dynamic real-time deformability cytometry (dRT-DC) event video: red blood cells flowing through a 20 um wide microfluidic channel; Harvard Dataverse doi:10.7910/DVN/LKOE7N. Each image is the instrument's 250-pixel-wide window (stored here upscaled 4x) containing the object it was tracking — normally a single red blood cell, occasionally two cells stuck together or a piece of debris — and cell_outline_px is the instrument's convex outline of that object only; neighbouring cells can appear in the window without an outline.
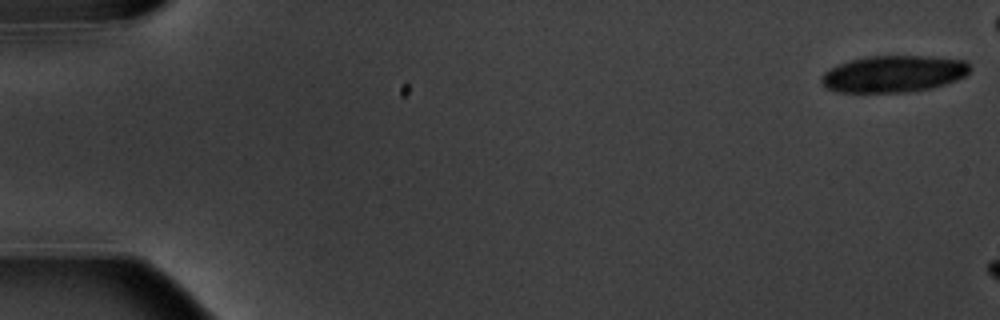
{"species": "common noctule bat (a hibernating species)", "species_latin": "Nyctalus noctula", "temperature_condition": "warm", "stored_images_in_passage": 6, "segment_of_instrument_passage": [2, 2], "camera_frame_rate_fps": 3000, "um_per_image_px": 0.085, "animal": {"sex": "male", "body_mass_g": 20.1, "forearm_length_mm": 53.5}, "frame": {"image": 1, "passage_image": 6, "time_ms": 6.667, "image_size_px": [1000, 320], "cell_outline_px": [[972, 68], [964, 76], [956, 80], [932, 88], [908, 92], [840, 92], [828, 88], [820, 80], [820, 76], [824, 72], [840, 64], [852, 60], [868, 56], [932, 56], [968, 60]], "centroid_in_image_um": [76.01, 6.27], "position_along_channel_um": 9.0, "area_um2": 31.79}}